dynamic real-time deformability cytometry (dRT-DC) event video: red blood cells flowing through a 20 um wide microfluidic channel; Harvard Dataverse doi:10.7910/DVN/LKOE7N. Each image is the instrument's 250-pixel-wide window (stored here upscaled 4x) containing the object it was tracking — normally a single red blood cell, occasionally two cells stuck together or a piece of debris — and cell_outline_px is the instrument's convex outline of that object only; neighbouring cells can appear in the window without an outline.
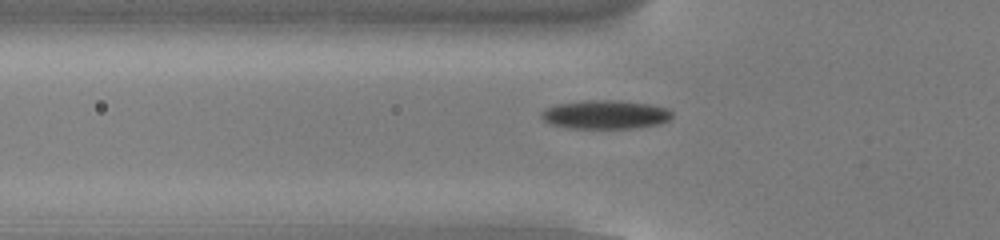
{"species": "common noctule bat (a hibernating species)", "species_latin": "Nyctalus noctula", "temperature_condition": "cold", "stored_images_in_passage": 36, "camera_frame_rate_fps": 3000, "um_per_image_px": 0.085, "animal": {"sex": "male", "body_mass_g": 13.0, "forearm_length_mm": 53.1}, "frame": {"image": 1, "passage_image": 5, "time_ms": 1.333, "image_size_px": [1000, 240], "cell_outline_px": [[672, 116], [668, 120], [660, 124], [636, 128], [568, 128], [552, 124], [544, 120], [540, 116], [540, 112], [544, 108], [556, 104], [588, 100], [616, 100], [652, 104], [668, 108], [672, 112]], "centroid_in_image_um": [51.46, 9.73], "position_along_channel_um": 74.3, "area_um2": 22.08}}
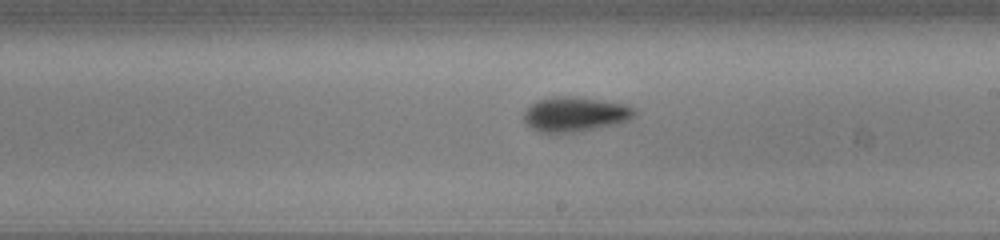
{"frame": {"image": 2, "passage_image": 18, "time_ms": 5.667, "image_size_px": [1000, 240], "cell_outline_px": [[636, 116], [620, 124], [580, 132], [540, 132], [532, 128], [524, 120], [524, 112], [536, 100], [548, 96], [576, 96], [628, 104], [636, 108]], "centroid_in_image_um": [48.95, 9.7], "position_along_channel_um": 240.0, "area_um2": 22.89}}
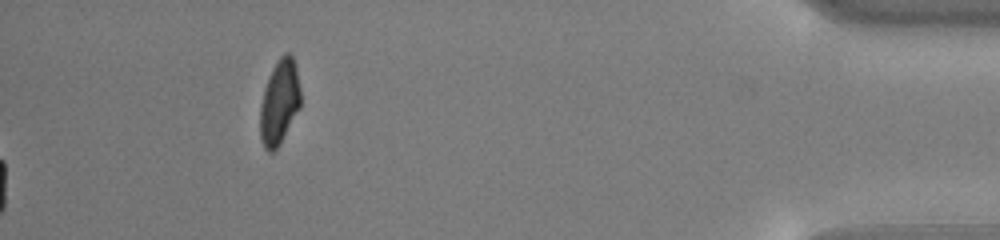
{"frame": {"image": 3, "passage_image": 36, "time_ms": 11.667, "image_size_px": [1000, 240], "cell_outline_px": [[300, 108], [280, 144], [272, 152], [268, 152], [264, 148], [260, 136], [260, 104], [264, 88], [268, 76], [272, 68], [280, 56], [284, 52], [288, 52], [292, 56], [296, 68], [300, 88]], "centroid_in_image_um": [23.74, 8.68], "position_along_channel_um": 411.5, "area_um2": 20.11}, "authors_computed_cell_mechanics": {"area_um2": 21.2126, "velocity_mm_per_s": 3.8293, "shape_relaxation_time_tau1_ms": 2.7573, "shape_relaxation_time_tau2_ms": 4.1465, "deformation_change_tau1": 0.1147, "deformation_change_tau2": 0.1059}}